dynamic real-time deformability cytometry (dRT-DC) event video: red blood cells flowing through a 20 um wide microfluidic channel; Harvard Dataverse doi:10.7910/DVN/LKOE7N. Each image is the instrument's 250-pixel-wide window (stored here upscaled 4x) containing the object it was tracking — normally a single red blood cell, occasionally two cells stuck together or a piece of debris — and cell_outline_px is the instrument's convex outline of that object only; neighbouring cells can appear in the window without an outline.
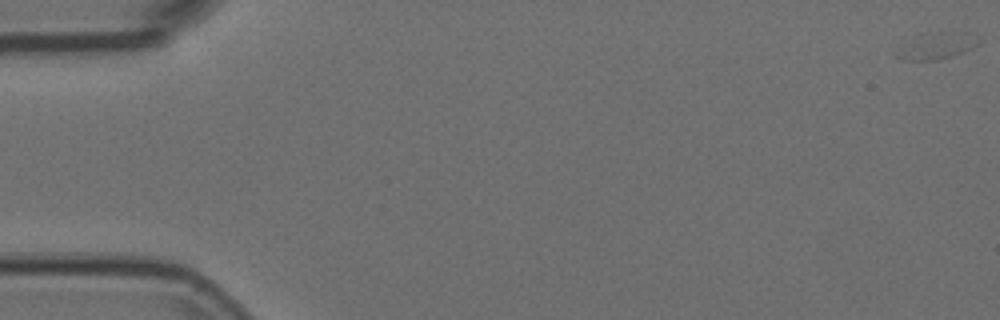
{"species": "Egyptian fruit bat (a non-hibernating species)", "species_latin": "Rousettus aegyptiacus", "temperature_condition": "room temperature", "stored_images_in_passage": 8, "camera_frame_rate_fps": 3000, "um_per_image_px": 0.085, "animal": {"sex": "female"}, "frame": {"image": 1, "passage_image": 1, "time_ms": 0.0, "image_size_px": [1000, 320], "cell_outline_px": [[984, 40], [980, 44], [972, 48], [952, 56], [936, 60], [904, 60], [896, 56], [892, 52], [920, 32], [968, 32]], "centroid_in_image_um": [79.61, 3.87], "position_along_channel_um": 5.4, "area_um2": 13.12}}
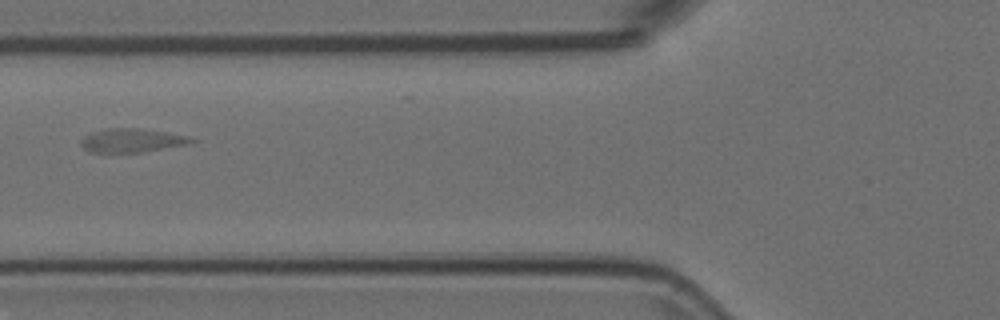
{"frame": {"image": 2, "passage_image": 6, "time_ms": 1.667, "image_size_px": [1000, 320], "cell_outline_px": [[200, 140], [188, 144], [140, 152], [92, 152], [84, 148], [80, 144], [80, 140], [88, 132], [104, 128], [136, 128], [164, 132], [188, 136]], "centroid_in_image_um": [11.17, 11.92], "position_along_channel_um": 114.6, "area_um2": 15.26}}
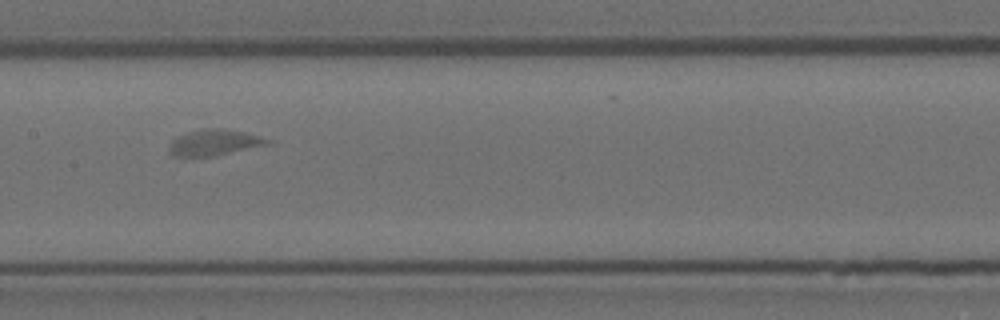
{"frame": {"image": 3, "passage_image": 8, "time_ms": 2.333, "image_size_px": [1000, 320], "cell_outline_px": [[276, 140], [272, 144], [212, 156], [176, 156], [168, 148], [168, 144], [176, 136], [188, 132], [208, 128], [220, 128], [244, 132]], "centroid_in_image_um": [18.28, 12.1], "position_along_channel_um": 189.1, "area_um2": 14.91}}